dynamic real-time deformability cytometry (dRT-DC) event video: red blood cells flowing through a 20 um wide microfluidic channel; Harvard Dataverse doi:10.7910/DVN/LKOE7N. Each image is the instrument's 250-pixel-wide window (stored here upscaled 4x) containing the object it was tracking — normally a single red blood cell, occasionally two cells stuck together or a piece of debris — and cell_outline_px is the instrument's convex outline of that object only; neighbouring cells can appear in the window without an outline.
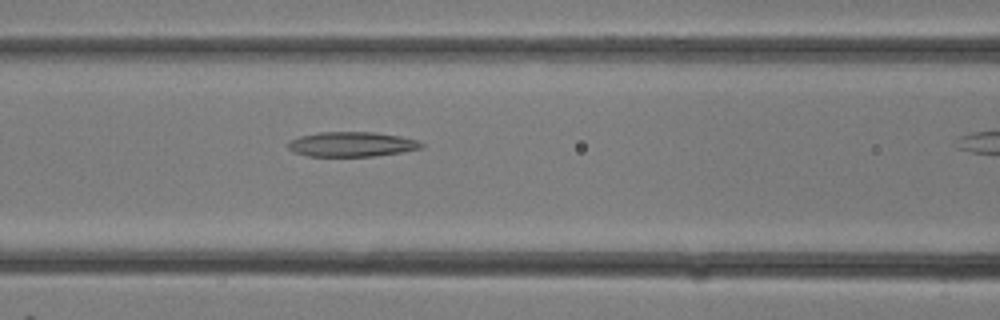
{"species": "common noctule bat (a hibernating species)", "species_latin": "Nyctalus noctula", "temperature_condition": "room temperature", "stored_images_in_passage": 10, "camera_frame_rate_fps": 3000, "um_per_image_px": 0.085, "animal": {"sex": "female"}, "frame": {"image": 1, "passage_image": 9, "time_ms": 2.667, "image_size_px": [1000, 320], "cell_outline_px": [[424, 148], [404, 152], [376, 156], [308, 156], [292, 152], [288, 148], [288, 140], [300, 136], [320, 132], [376, 132], [400, 136], [416, 140], [424, 144]], "centroid_in_image_um": [29.91, 12.26], "position_along_channel_um": 136.7, "area_um2": 19.48}}